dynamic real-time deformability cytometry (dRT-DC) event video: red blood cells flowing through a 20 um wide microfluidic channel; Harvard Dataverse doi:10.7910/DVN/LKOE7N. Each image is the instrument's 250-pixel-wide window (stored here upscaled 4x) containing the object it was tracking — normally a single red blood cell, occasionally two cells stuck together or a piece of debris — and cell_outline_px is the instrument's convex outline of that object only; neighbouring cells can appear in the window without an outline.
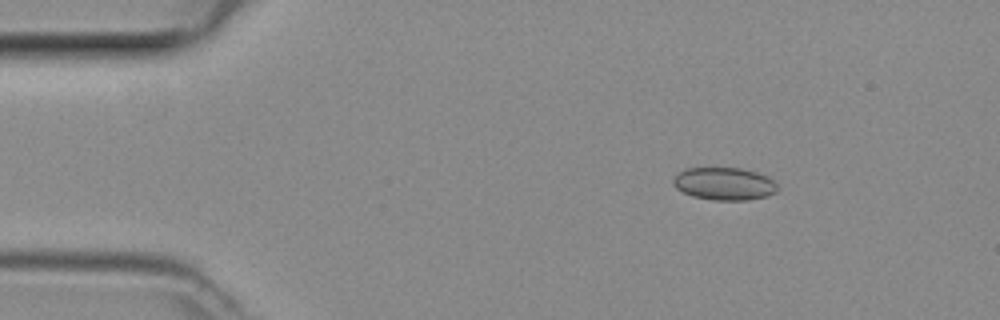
{"species": "common noctule bat (a hibernating species)", "species_latin": "Nyctalus noctula", "temperature_condition": "room temperature", "stored_images_in_passage": 45, "camera_frame_rate_fps": 3000, "um_per_image_px": 0.085, "animal": {"sex": "female", "body_mass_g": 29.2, "forearm_length_mm": 56.3}, "frame": {"image": 1, "passage_image": 4, "time_ms": 1.0, "image_size_px": [1000, 320], "cell_outline_px": [[776, 192], [768, 196], [748, 200], [712, 200], [692, 196], [676, 188], [672, 184], [672, 180], [684, 168], [740, 168], [756, 172], [768, 176], [776, 184]], "centroid_in_image_um": [61.55, 15.62], "position_along_channel_um": 23.4, "area_um2": 19.83}}
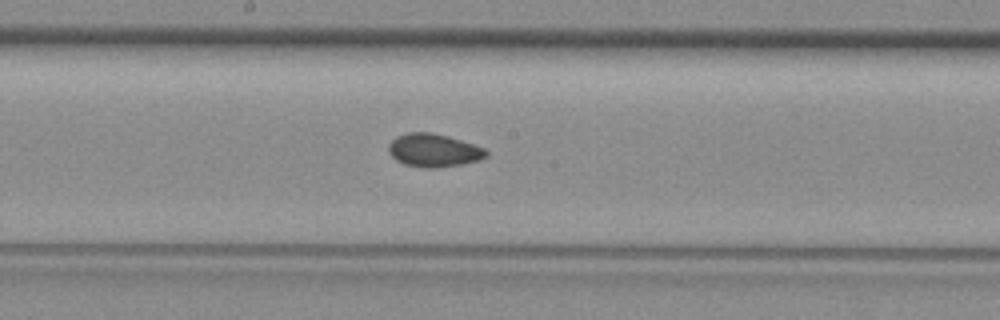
{"frame": {"image": 2, "passage_image": 22, "time_ms": 7.0, "image_size_px": [1000, 320], "cell_outline_px": [[488, 156], [476, 160], [460, 164], [436, 168], [424, 168], [404, 164], [396, 160], [388, 152], [388, 144], [396, 136], [408, 132], [428, 132], [448, 136], [484, 148], [488, 152]], "centroid_in_image_um": [36.82, 12.77], "position_along_channel_um": 211.4, "area_um2": 18.73}}
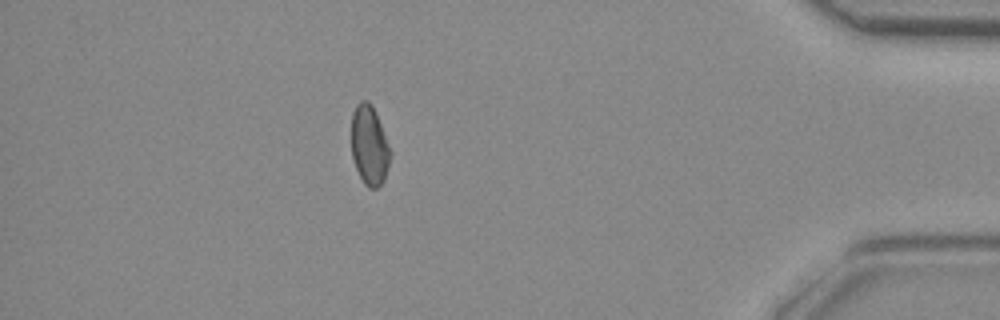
{"frame": {"image": 3, "passage_image": 39, "time_ms": 12.667, "image_size_px": [1000, 320], "cell_outline_px": [[392, 152], [384, 180], [376, 188], [368, 188], [364, 184], [356, 168], [352, 156], [352, 112], [356, 104], [360, 100], [368, 100], [372, 104], [376, 112]], "centroid_in_image_um": [31.4, 12.33], "position_along_channel_um": 403.8, "area_um2": 18.15}}